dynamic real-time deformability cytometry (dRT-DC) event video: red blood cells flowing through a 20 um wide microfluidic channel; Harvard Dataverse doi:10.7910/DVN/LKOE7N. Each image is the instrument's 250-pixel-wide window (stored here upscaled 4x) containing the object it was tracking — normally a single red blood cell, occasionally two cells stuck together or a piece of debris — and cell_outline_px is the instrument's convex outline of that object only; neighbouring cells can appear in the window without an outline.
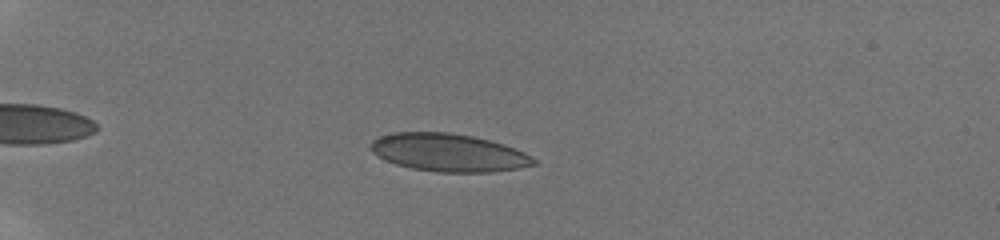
{"species": "human", "species_latin": "Homo sapiens", "temperature_condition": "room temperature", "stored_images_in_passage": 21, "camera_frame_rate_fps": 3000, "um_per_image_px": 0.085, "donor": {"sex": "male"}, "frame": {"image": 1, "passage_image": 8, "time_ms": 3.333, "image_size_px": [1000, 240], "cell_outline_px": [[536, 164], [520, 168], [492, 172], [436, 172], [412, 168], [396, 164], [384, 160], [376, 156], [368, 148], [372, 140], [380, 136], [392, 132], [448, 132], [472, 136], [504, 144], [516, 148], [532, 156], [536, 160]], "centroid_in_image_um": [38.1, 12.97], "position_along_channel_um": 46.9, "area_um2": 36.24}}
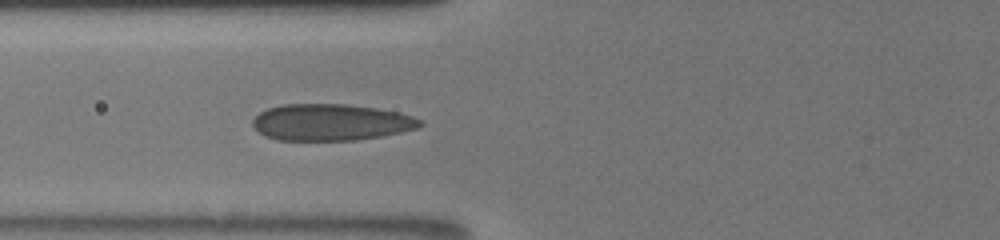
{"frame": {"image": 2, "passage_image": 15, "time_ms": 6.0, "image_size_px": [1000, 240], "cell_outline_px": [[424, 124], [416, 128], [400, 132], [380, 136], [356, 140], [276, 140], [264, 136], [252, 124], [252, 120], [260, 112], [268, 108], [284, 104], [348, 104], [376, 108], [396, 112], [412, 116], [424, 120]], "centroid_in_image_um": [28.12, 10.39], "position_along_channel_um": 97.7, "area_um2": 35.6}}
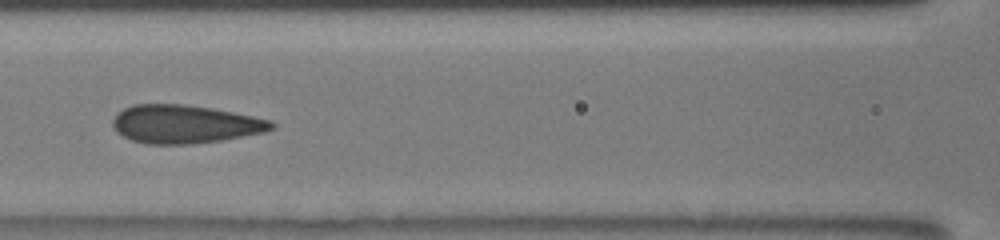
{"frame": {"image": 3, "passage_image": 19, "time_ms": 7.333, "image_size_px": [1000, 240], "cell_outline_px": [[276, 128], [264, 132], [220, 140], [192, 144], [148, 144], [132, 140], [116, 132], [112, 128], [112, 120], [116, 112], [132, 104], [184, 104], [212, 108], [272, 120], [276, 124]], "centroid_in_image_um": [15.69, 10.54], "position_along_channel_um": 150.9, "area_um2": 35.6}}